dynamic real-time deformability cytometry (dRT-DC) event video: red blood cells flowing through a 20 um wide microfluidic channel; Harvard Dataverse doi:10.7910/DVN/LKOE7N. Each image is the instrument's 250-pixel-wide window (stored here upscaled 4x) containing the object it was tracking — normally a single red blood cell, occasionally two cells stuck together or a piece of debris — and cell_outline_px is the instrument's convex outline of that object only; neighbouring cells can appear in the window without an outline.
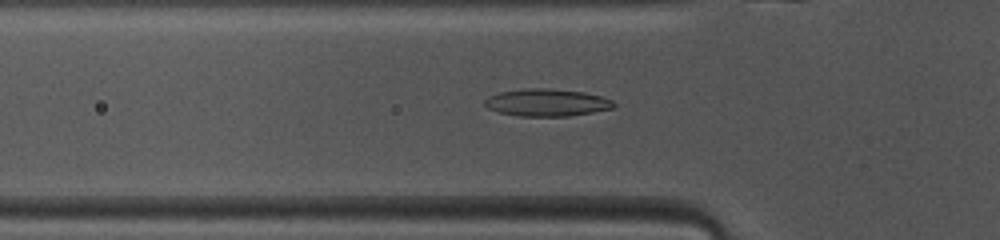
{"species": "common noctule bat (a hibernating species)", "species_latin": "Nyctalus noctula", "temperature_condition": "warm", "stored_images_in_passage": 46, "camera_frame_rate_fps": 3000, "um_per_image_px": 0.085, "animal": {"sex": "female", "body_mass_g": 10.0, "forearm_length_mm": 53.1}, "frame": {"image": 1, "passage_image": 13, "time_ms": 4.0, "image_size_px": [1000, 240], "cell_outline_px": [[616, 104], [612, 108], [592, 112], [568, 116], [520, 116], [500, 112], [488, 108], [484, 104], [484, 100], [488, 96], [500, 92], [524, 88], [548, 88], [584, 92], [600, 96], [612, 100]], "centroid_in_image_um": [46.46, 8.71], "position_along_channel_um": 79.3, "area_um2": 20.46}}
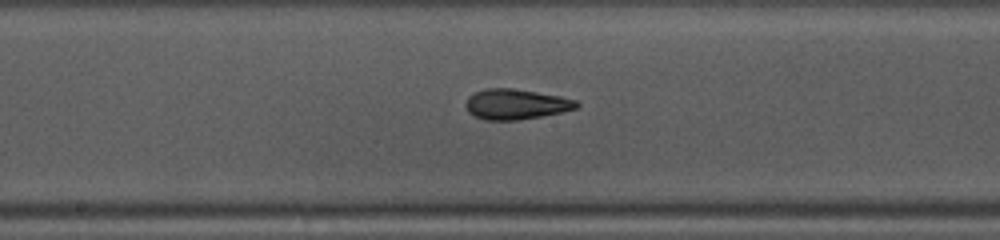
{"frame": {"image": 2, "passage_image": 22, "time_ms": 7.0, "image_size_px": [1000, 240], "cell_outline_px": [[580, 104], [576, 108], [560, 112], [540, 116], [516, 120], [484, 120], [468, 112], [464, 104], [468, 96], [476, 92], [488, 88], [512, 88], [560, 96], [576, 100]], "centroid_in_image_um": [43.82, 8.85], "position_along_channel_um": 204.4, "area_um2": 19.42}}
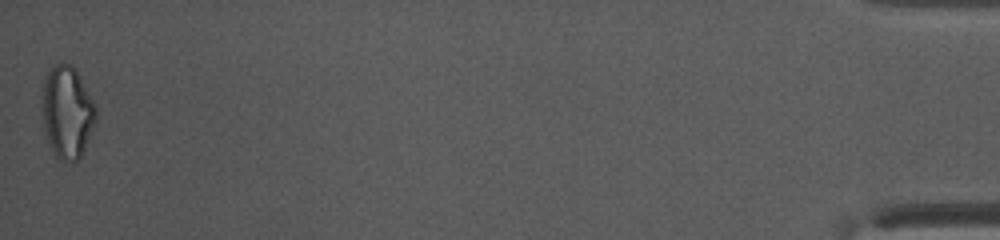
{"frame": {"image": 3, "passage_image": 46, "time_ms": 15.0, "image_size_px": [1000, 240], "cell_outline_px": [[96, 120], [84, 148], [80, 156], [76, 160], [60, 160], [56, 156], [48, 140], [44, 128], [40, 104], [40, 96], [44, 80], [48, 72], [56, 64], [72, 64], [80, 76], [96, 104]], "centroid_in_image_um": [5.69, 9.48], "position_along_channel_um": 429.5, "area_um2": 28.9}, "authors_computed_cell_mechanics": {"area_um2": 20.0277, "velocity_mm_per_s": 4.1182, "shape_relaxation_time_tau1_ms": null, "shape_relaxation_time_tau2_ms": 2.0885, "deformation_change_tau1": null, "deformation_change_tau2": 0.1014}}